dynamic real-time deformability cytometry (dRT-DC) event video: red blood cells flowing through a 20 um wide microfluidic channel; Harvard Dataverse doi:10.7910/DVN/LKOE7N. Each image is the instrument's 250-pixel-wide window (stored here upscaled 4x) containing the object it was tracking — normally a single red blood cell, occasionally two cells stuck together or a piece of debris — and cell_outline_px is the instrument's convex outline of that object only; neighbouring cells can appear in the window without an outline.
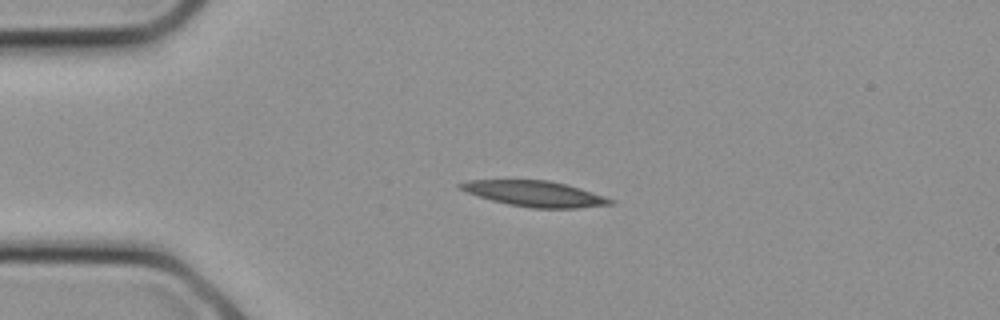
{"species": "common noctule bat (a hibernating species)", "species_latin": "Nyctalus noctula", "temperature_condition": "cold", "stored_images_in_passage": 25, "camera_frame_rate_fps": 3000, "um_per_image_px": 0.085, "animal": {"sex": "female", "body_mass_g": 21.9}, "frame": {"image": 1, "passage_image": 6, "time_ms": 1.667, "image_size_px": [1000, 320], "cell_outline_px": [[616, 200], [612, 204], [576, 208], [532, 208], [508, 204], [476, 196], [456, 188], [456, 184], [468, 180], [548, 180], [580, 188]], "centroid_in_image_um": [45.4, 16.46], "position_along_channel_um": 39.6, "area_um2": 22.43}}
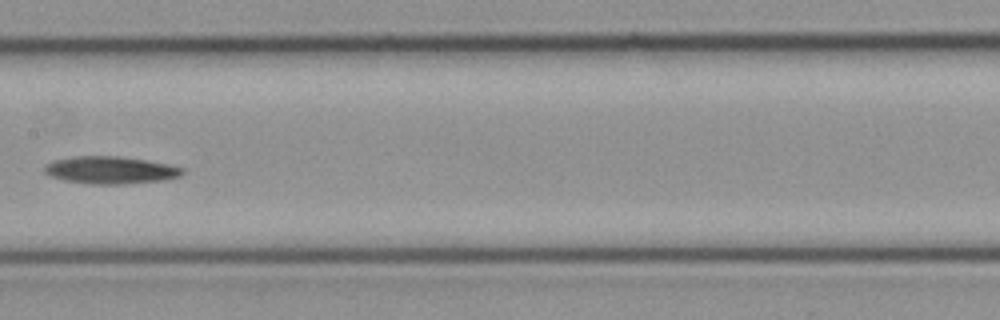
{"frame": {"image": 2, "passage_image": 13, "time_ms": 4.0, "image_size_px": [1000, 320], "cell_outline_px": [[184, 172], [180, 176], [164, 180], [124, 184], [92, 184], [64, 180], [52, 176], [44, 172], [44, 164], [52, 160], [72, 156], [120, 156], [148, 160], [168, 164], [184, 168]], "centroid_in_image_um": [9.38, 14.45], "position_along_channel_um": 198.0, "area_um2": 22.2}}
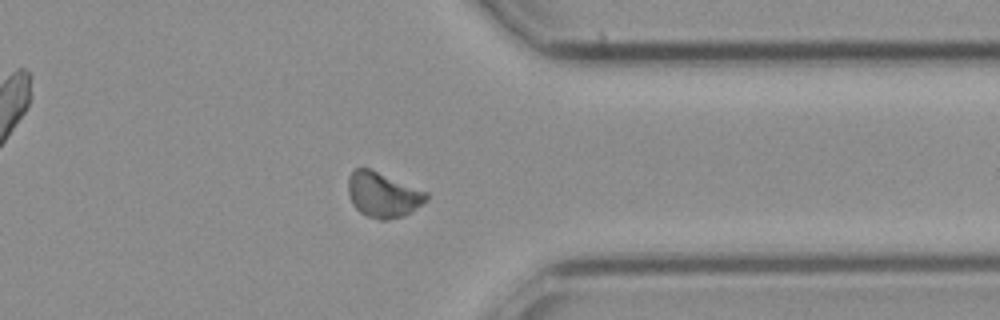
{"frame": {"image": 3, "passage_image": 20, "time_ms": 6.333, "image_size_px": [1000, 320], "cell_outline_px": [[428, 200], [404, 216], [384, 220], [380, 220], [368, 216], [360, 212], [352, 204], [348, 192], [348, 176], [356, 168], [368, 168], [428, 192]], "centroid_in_image_um": [32.55, 16.56], "position_along_channel_um": 378.9, "area_um2": 20.4}}